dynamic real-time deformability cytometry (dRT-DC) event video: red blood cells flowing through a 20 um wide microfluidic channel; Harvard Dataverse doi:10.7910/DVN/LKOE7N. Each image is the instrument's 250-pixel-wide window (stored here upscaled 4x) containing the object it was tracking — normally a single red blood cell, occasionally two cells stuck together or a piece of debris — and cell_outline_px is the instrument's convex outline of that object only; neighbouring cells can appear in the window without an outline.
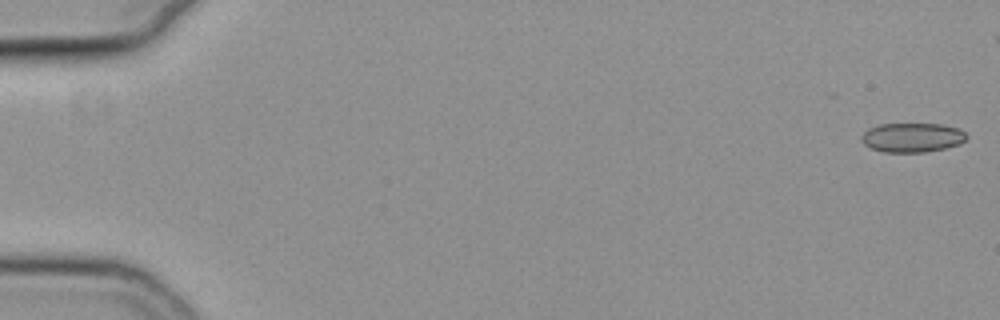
{"species": "common noctule bat (a hibernating species)", "species_latin": "Nyctalus noctula", "temperature_condition": "cold", "stored_images_in_passage": 48, "camera_frame_rate_fps": 3000, "um_per_image_px": 0.085, "animal": {"sex": "female", "body_mass_g": 19.3, "forearm_length_mm": 54.1}, "frame": {"image": 1, "passage_image": 1, "time_ms": 0.0, "image_size_px": [1000, 320], "cell_outline_px": [[968, 136], [964, 140], [956, 144], [944, 148], [924, 152], [884, 152], [872, 148], [864, 144], [860, 140], [860, 136], [868, 128], [880, 124], [940, 124], [960, 128]], "centroid_in_image_um": [77.5, 11.68], "position_along_channel_um": 7.5, "area_um2": 17.86}}
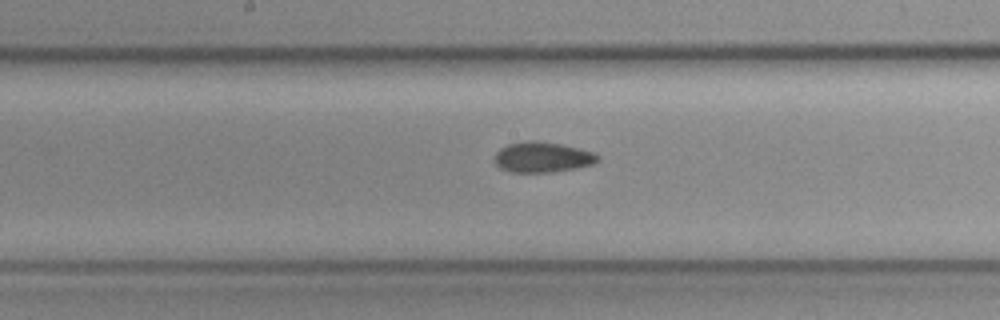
{"frame": {"image": 2, "passage_image": 30, "time_ms": 9.667, "image_size_px": [1000, 320], "cell_outline_px": [[600, 160], [592, 164], [576, 168], [552, 172], [512, 172], [500, 168], [496, 164], [496, 152], [500, 148], [508, 144], [528, 140], [536, 140], [560, 144], [580, 148], [592, 152], [600, 156]], "centroid_in_image_um": [46.12, 13.35], "position_along_channel_um": 202.1, "area_um2": 18.26}}
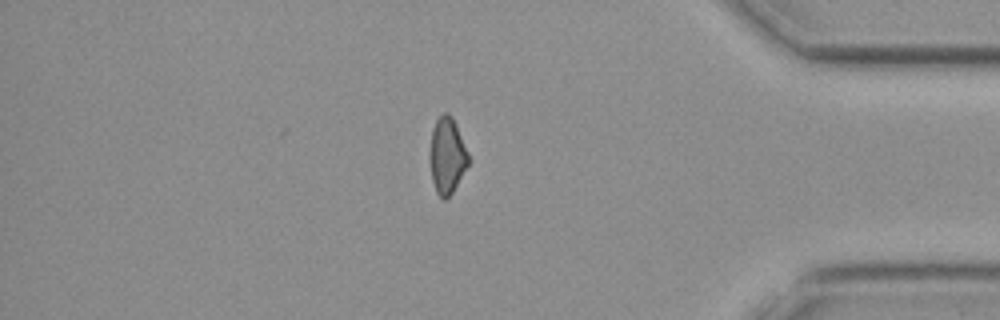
{"frame": {"image": 3, "passage_image": 48, "time_ms": 15.667, "image_size_px": [1000, 320], "cell_outline_px": [[468, 164], [452, 192], [444, 200], [436, 192], [432, 180], [428, 160], [428, 156], [432, 128], [436, 120], [444, 112], [448, 112], [452, 116], [468, 152]], "centroid_in_image_um": [37.96, 13.2], "position_along_channel_um": 397.2, "area_um2": 17.11}}